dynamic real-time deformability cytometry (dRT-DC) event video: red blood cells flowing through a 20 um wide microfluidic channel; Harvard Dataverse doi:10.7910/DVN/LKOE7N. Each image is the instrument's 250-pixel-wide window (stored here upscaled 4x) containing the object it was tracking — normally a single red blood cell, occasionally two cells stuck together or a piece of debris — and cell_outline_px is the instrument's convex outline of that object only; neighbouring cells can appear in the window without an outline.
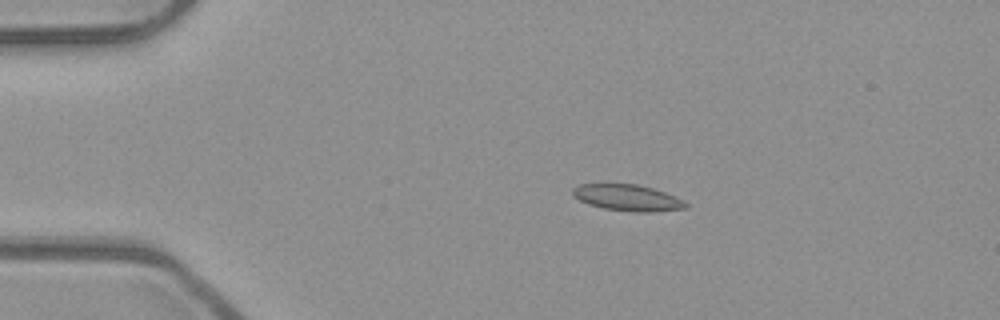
{"species": "common noctule bat (a hibernating species)", "species_latin": "Nyctalus noctula", "temperature_condition": "room temperature", "stored_images_in_passage": 52, "camera_frame_rate_fps": 3000, "um_per_image_px": 0.085, "animal": {"sex": "male", "body_mass_g": 23.1, "forearm_length_mm": 52.7}, "frame": {"image": 1, "passage_image": 10, "time_ms": 3.0, "image_size_px": [1000, 320], "cell_outline_px": [[688, 208], [648, 212], [632, 212], [604, 208], [588, 204], [572, 196], [572, 188], [576, 184], [636, 184], [652, 188], [664, 192], [688, 204]], "centroid_in_image_um": [53.27, 16.8], "position_along_channel_um": 31.7, "area_um2": 17.17}}
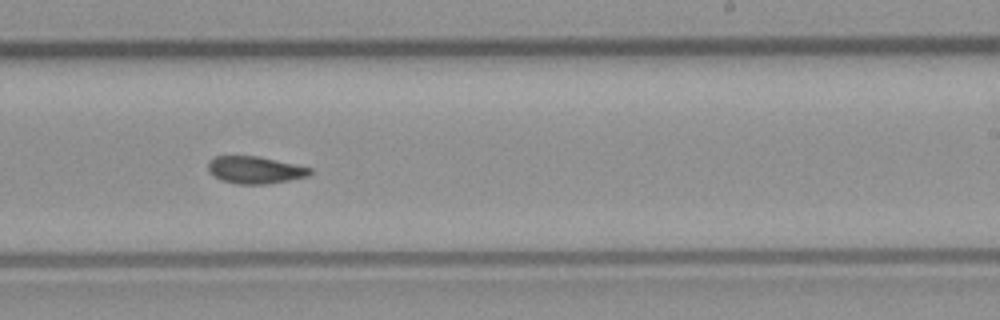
{"frame": {"image": 2, "passage_image": 32, "time_ms": 10.333, "image_size_px": [1000, 320], "cell_outline_px": [[312, 172], [308, 176], [268, 184], [236, 184], [220, 180], [212, 176], [208, 172], [208, 160], [216, 156], [256, 156], [276, 160], [312, 168]], "centroid_in_image_um": [21.63, 14.45], "position_along_channel_um": 267.4, "area_um2": 16.24}}
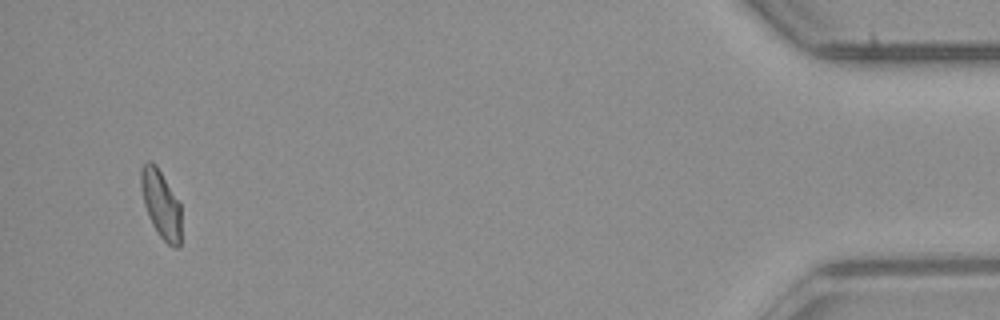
{"frame": {"image": 3, "passage_image": 50, "time_ms": 16.333, "image_size_px": [1000, 320], "cell_outline_px": [[180, 248], [176, 248], [168, 244], [160, 236], [152, 224], [144, 204], [140, 188], [140, 168], [148, 160], [152, 160], [156, 164], [180, 204]], "centroid_in_image_um": [13.66, 17.32], "position_along_channel_um": 421.5, "area_um2": 15.9}, "authors_computed_cell_mechanics": {"area_um2": 16.5886, "velocity_mm_per_s": 3.9358, "shape_relaxation_time_tau1_ms": 9.0019, "shape_relaxation_time_tau2_ms": 2.4998, "deformation_change_tau1": 0.1652, "deformation_change_tau2": 0.0575}}